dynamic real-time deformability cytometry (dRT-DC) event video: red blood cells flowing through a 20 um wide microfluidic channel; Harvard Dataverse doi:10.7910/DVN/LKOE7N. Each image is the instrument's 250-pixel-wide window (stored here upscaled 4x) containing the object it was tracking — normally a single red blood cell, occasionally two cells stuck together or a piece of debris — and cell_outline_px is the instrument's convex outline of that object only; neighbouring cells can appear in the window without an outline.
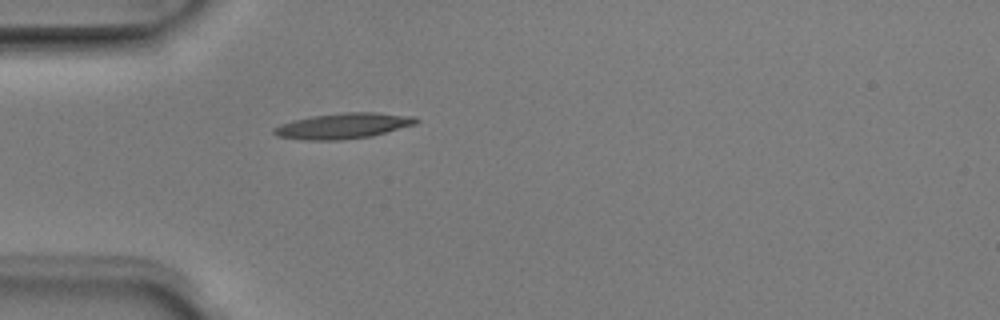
{"species": "Egyptian fruit bat (a non-hibernating species)", "species_latin": "Rousettus aegyptiacus", "temperature_condition": "room temperature", "stored_images_in_passage": 1, "camera_frame_rate_fps": 3000, "um_per_image_px": 0.085, "animal": {"sex": "male"}, "frame": {"image": 1, "passage_image": 1, "time_ms": 0.0, "image_size_px": [1000, 320], "cell_outline_px": [[420, 120], [416, 124], [372, 136], [336, 140], [304, 140], [276, 136], [272, 132], [272, 128], [280, 124], [292, 120], [316, 116], [344, 112], [376, 112], [416, 116]], "centroid_in_image_um": [29.18, 10.69], "position_along_channel_um": 55.8, "area_um2": 21.27}}